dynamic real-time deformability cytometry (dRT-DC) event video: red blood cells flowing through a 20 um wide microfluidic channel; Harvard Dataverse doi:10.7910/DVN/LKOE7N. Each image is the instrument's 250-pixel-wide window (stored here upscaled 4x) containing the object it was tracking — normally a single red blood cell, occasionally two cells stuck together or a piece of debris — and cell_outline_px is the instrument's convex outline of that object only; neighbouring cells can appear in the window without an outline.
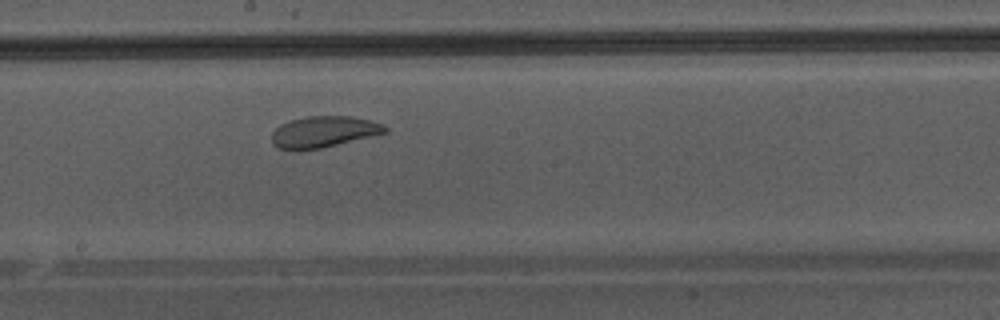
{"species": "Egyptian fruit bat (a non-hibernating species)", "species_latin": "Rousettus aegyptiacus", "temperature_condition": "warm", "stored_images_in_passage": 36, "camera_frame_rate_fps": 3000, "um_per_image_px": 0.085, "animal": {"sex": "male"}, "frame": {"image": 1, "passage_image": 16, "time_ms": 5.0, "image_size_px": [1000, 320], "cell_outline_px": [[388, 132], [372, 136], [320, 148], [276, 148], [272, 144], [272, 132], [280, 124], [304, 116], [348, 116], [372, 120], [384, 124], [388, 128]], "centroid_in_image_um": [27.55, 11.17], "position_along_channel_um": 220.7, "area_um2": 20.35}}